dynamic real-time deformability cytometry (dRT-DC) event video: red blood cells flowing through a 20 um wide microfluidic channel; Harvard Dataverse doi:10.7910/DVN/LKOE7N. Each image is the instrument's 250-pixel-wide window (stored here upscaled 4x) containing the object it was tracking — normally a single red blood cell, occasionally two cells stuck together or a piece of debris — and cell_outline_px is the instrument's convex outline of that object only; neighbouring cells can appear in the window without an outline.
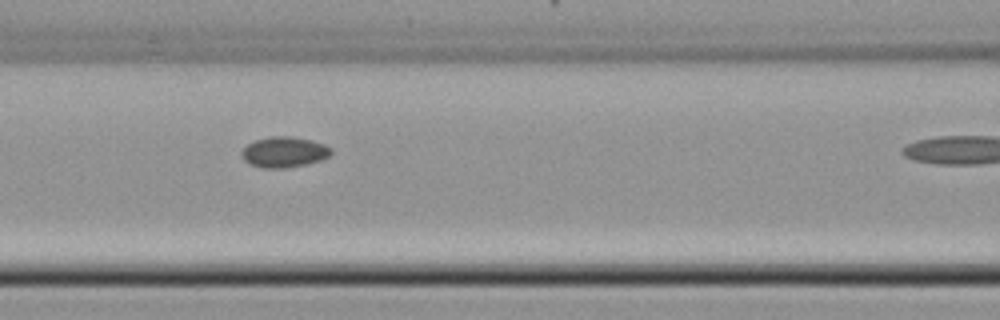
{"species": "common noctule bat (a hibernating species)", "species_latin": "Nyctalus noctula", "temperature_condition": "cold", "stored_images_in_passage": 23, "camera_frame_rate_fps": 3000, "um_per_image_px": 0.085, "animal": {"sex": "female", "body_mass_g": 22.7, "forearm_length_mm": 54.2}, "frame": {"image": 1, "passage_image": 17, "time_ms": 5.333, "image_size_px": [1000, 320], "cell_outline_px": [[332, 152], [328, 156], [320, 160], [308, 164], [284, 168], [264, 168], [248, 164], [240, 156], [240, 152], [248, 144], [256, 140], [272, 136], [292, 136], [312, 140], [324, 144], [332, 148]], "centroid_in_image_um": [24.14, 12.93], "position_along_channel_um": 142.5, "area_um2": 16.07}}